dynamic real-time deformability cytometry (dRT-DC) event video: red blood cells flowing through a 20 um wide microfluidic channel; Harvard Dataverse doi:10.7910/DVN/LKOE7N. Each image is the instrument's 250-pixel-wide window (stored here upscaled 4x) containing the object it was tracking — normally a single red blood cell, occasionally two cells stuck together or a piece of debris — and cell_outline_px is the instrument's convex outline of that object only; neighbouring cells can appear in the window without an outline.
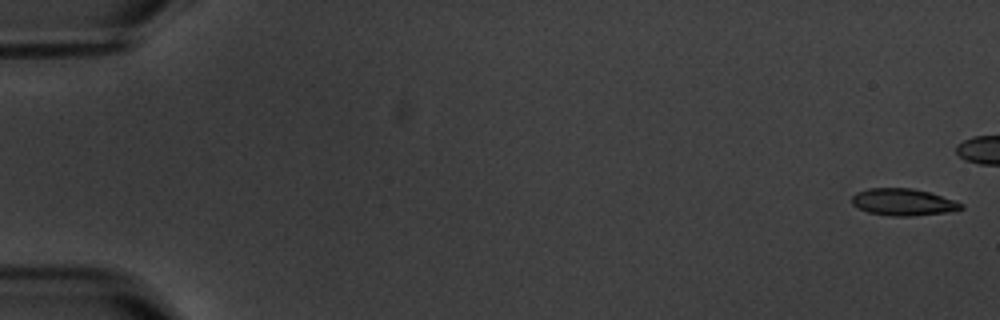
{"species": "common noctule bat (a hibernating species)", "species_latin": "Nyctalus noctula", "temperature_condition": "warm", "stored_images_in_passage": 6, "camera_frame_rate_fps": 3000, "um_per_image_px": 0.085, "animal": {"sex": "male", "body_mass_g": 20.1, "forearm_length_mm": 53.5}, "frame": {"image": 1, "passage_image": 1, "time_ms": 0.0, "image_size_px": [1000, 320], "cell_outline_px": [[964, 208], [956, 212], [912, 216], [892, 216], [868, 212], [852, 204], [852, 196], [856, 192], [868, 188], [912, 188], [928, 192], [964, 204]], "centroid_in_image_um": [76.8, 17.19], "position_along_channel_um": 8.2, "area_um2": 17.22}}